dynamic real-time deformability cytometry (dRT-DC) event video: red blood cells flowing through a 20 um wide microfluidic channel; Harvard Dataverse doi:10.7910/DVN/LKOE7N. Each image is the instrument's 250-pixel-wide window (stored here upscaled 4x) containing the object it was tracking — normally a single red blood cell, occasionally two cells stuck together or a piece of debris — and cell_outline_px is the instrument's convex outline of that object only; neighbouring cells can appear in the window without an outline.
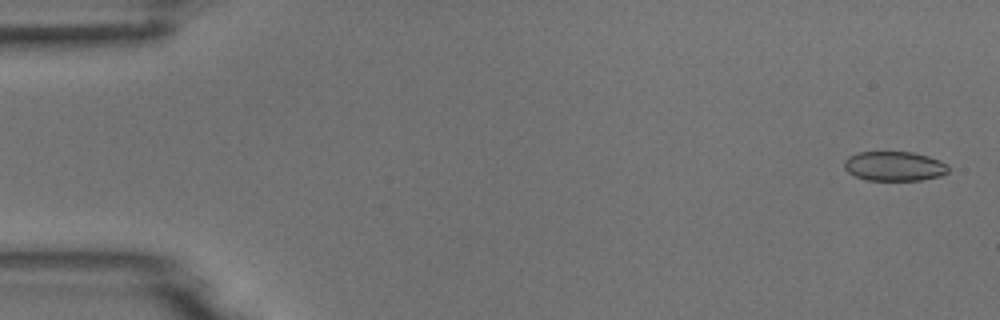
{"species": "common noctule bat (a hibernating species)", "species_latin": "Nyctalus noctula", "temperature_condition": "room temperature", "stored_images_in_passage": 6, "camera_frame_rate_fps": 3000, "um_per_image_px": 0.085, "animal": {"sex": "male", "body_mass_g": 18.8}, "frame": {"image": 1, "passage_image": 1, "time_ms": 0.0, "image_size_px": [1000, 320], "cell_outline_px": [[948, 172], [940, 176], [920, 180], [868, 180], [856, 176], [848, 172], [844, 168], [844, 160], [848, 156], [860, 152], [912, 152], [928, 156], [940, 160], [948, 164]], "centroid_in_image_um": [76.02, 14.12], "position_along_channel_um": 9.0, "area_um2": 17.92}}
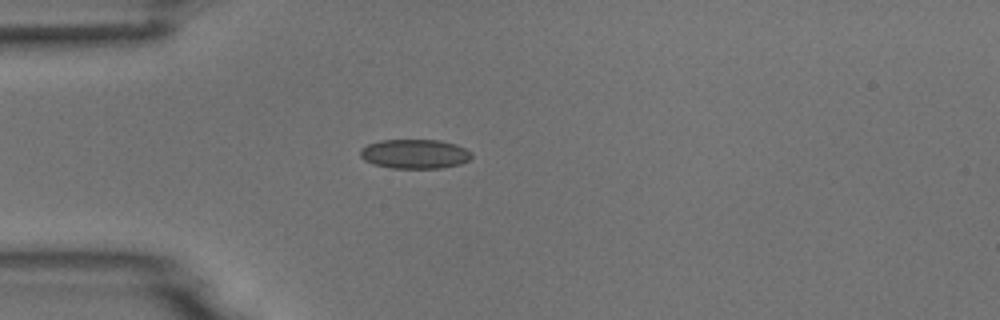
{"frame": {"image": 2, "passage_image": 4, "time_ms": 4.333, "image_size_px": [1000, 320], "cell_outline_px": [[472, 156], [468, 160], [460, 164], [440, 168], [392, 168], [372, 164], [364, 160], [360, 156], [360, 148], [368, 144], [380, 140], [440, 140], [456, 144], [472, 152]], "centroid_in_image_um": [35.24, 13.08], "position_along_channel_um": 49.8, "area_um2": 19.13}}